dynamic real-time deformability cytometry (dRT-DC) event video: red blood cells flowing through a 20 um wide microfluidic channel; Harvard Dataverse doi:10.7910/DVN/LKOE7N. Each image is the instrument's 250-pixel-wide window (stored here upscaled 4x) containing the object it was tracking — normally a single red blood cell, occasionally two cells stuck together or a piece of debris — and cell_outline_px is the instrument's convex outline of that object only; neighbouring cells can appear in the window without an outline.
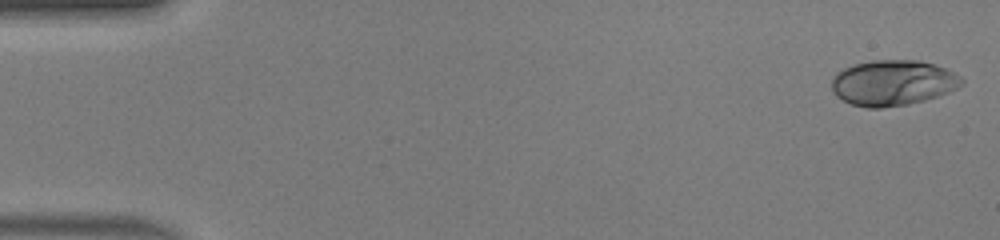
{"species": "human", "species_latin": "Homo sapiens", "temperature_condition": "warm", "stored_images_in_passage": 49, "camera_frame_rate_fps": 3000, "um_per_image_px": 0.085, "donor": {"sex": "male"}, "frame": {"image": 1, "passage_image": 1, "time_ms": 0.0, "image_size_px": [1000, 240], "cell_outline_px": [[964, 84], [948, 92], [924, 100], [908, 104], [880, 108], [868, 108], [852, 104], [836, 96], [832, 88], [832, 76], [836, 72], [844, 68], [856, 64], [872, 60], [920, 60], [944, 68], [960, 76], [964, 80]], "centroid_in_image_um": [75.88, 7.04], "position_along_channel_um": 9.1, "area_um2": 34.33}}
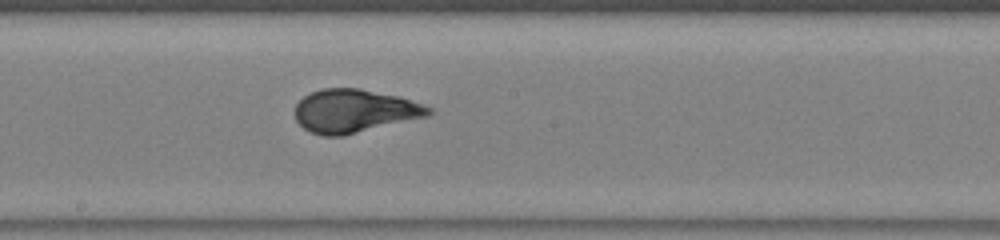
{"frame": {"image": 2, "passage_image": 27, "time_ms": 8.667, "image_size_px": [1000, 240], "cell_outline_px": [[432, 112], [428, 116], [344, 136], [324, 136], [312, 132], [304, 128], [296, 120], [292, 112], [296, 104], [304, 96], [320, 88], [360, 88], [396, 96], [424, 104], [432, 108]], "centroid_in_image_um": [30.09, 9.43], "position_along_channel_um": 218.1, "area_um2": 33.81}}
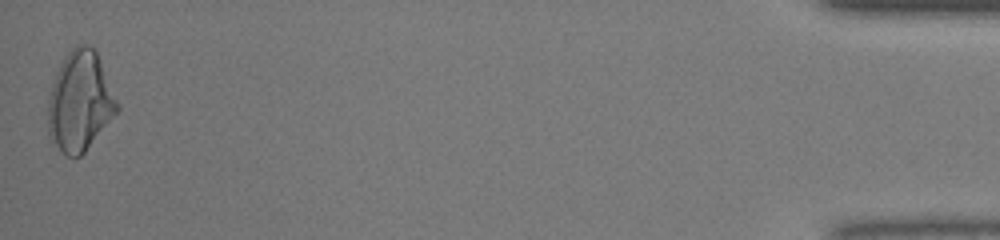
{"frame": {"image": 3, "passage_image": 49, "time_ms": 16.0, "image_size_px": [1000, 240], "cell_outline_px": [[120, 108], [84, 152], [80, 156], [68, 156], [48, 136], [48, 92], [60, 64], [64, 56], [76, 44], [88, 44], [96, 48], [120, 104]], "centroid_in_image_um": [6.81, 8.55], "position_along_channel_um": 428.4, "area_um2": 40.4}, "authors_computed_cell_mechanics": {"area_um2": 33.3506, "velocity_mm_per_s": 4.1509, "shape_relaxation_time_tau1_ms": 5.0238, "shape_relaxation_time_tau2_ms": null, "deformation_change_tau1": 0.2276, "deformation_change_tau2": null}}